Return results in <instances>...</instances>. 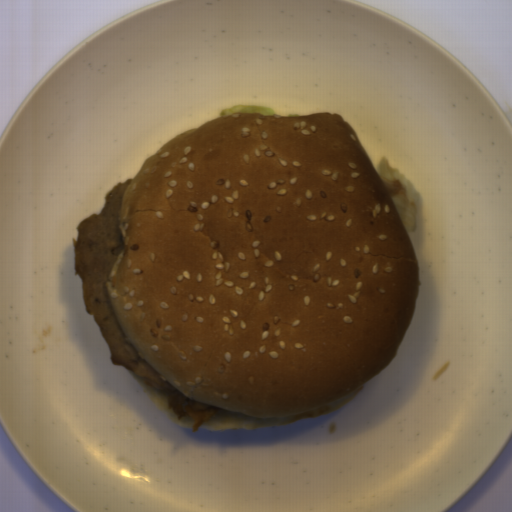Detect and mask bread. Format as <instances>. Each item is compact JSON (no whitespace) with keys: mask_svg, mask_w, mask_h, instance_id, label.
Masks as SVG:
<instances>
[{"mask_svg":"<svg viewBox=\"0 0 512 512\" xmlns=\"http://www.w3.org/2000/svg\"><path fill=\"white\" fill-rule=\"evenodd\" d=\"M105 280L138 354L200 428L326 416L398 354L416 251L353 126L336 112L230 113L146 157L120 200Z\"/></svg>","mask_w":512,"mask_h":512,"instance_id":"1","label":"bread"},{"mask_svg":"<svg viewBox=\"0 0 512 512\" xmlns=\"http://www.w3.org/2000/svg\"><path fill=\"white\" fill-rule=\"evenodd\" d=\"M131 375L135 378V380L142 386V388L148 393V395L155 401V403L173 420L182 425L183 427L192 428V420L190 417H185L181 419H177L173 412L170 410L168 402L164 396V394L150 388L145 381L139 377L138 375L131 372Z\"/></svg>","mask_w":512,"mask_h":512,"instance_id":"2","label":"bread"}]
</instances>
